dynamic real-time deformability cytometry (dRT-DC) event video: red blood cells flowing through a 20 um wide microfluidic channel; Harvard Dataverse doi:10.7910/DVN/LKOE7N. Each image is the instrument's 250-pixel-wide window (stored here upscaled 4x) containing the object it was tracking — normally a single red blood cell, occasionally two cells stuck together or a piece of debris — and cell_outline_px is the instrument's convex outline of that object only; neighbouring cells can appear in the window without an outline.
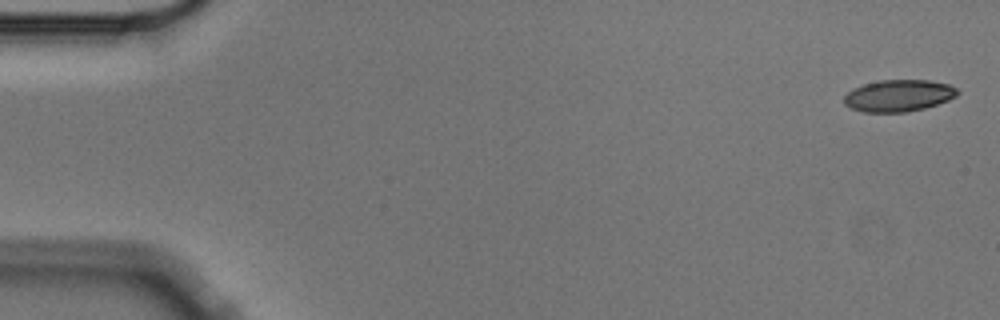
{"species": "Egyptian fruit bat (a non-hibernating species)", "species_latin": "Rousettus aegyptiacus", "temperature_condition": "cold", "stored_images_in_passage": 5, "camera_frame_rate_fps": 3000, "um_per_image_px": 0.085, "animal": {"sex": "male"}, "frame": {"image": 1, "passage_image": 1, "time_ms": 0.0, "image_size_px": [1000, 320], "cell_outline_px": [[960, 92], [956, 96], [948, 100], [924, 108], [904, 112], [864, 112], [852, 108], [844, 104], [844, 96], [852, 88], [864, 84], [880, 80], [928, 80], [948, 84], [956, 88]], "centroid_in_image_um": [76.37, 8.12], "position_along_channel_um": 8.6, "area_um2": 20.92}}
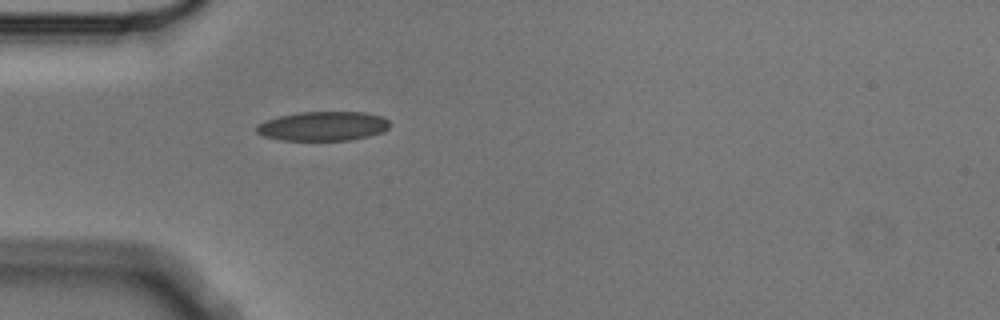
{"frame": {"image": 2, "passage_image": 5, "time_ms": 1.333, "image_size_px": [1000, 320], "cell_outline_px": [[388, 128], [384, 132], [352, 140], [280, 140], [264, 136], [256, 132], [256, 124], [264, 120], [296, 112], [364, 112], [384, 116], [388, 120]], "centroid_in_image_um": [27.45, 10.72], "position_along_channel_um": 57.6, "area_um2": 22.95}}